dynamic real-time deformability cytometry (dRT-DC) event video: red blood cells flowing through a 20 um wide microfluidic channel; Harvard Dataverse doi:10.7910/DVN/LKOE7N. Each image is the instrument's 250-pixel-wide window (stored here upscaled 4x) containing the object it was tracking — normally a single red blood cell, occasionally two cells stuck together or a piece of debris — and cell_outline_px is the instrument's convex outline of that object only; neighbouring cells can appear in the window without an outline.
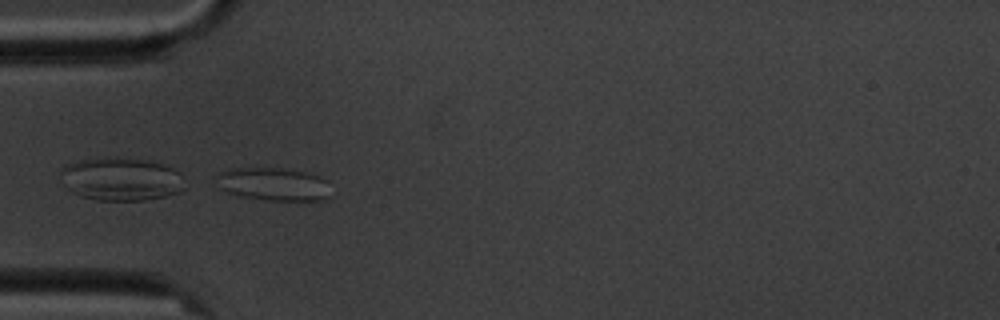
{"species": "common noctule bat (a hibernating species)", "species_latin": "Nyctalus noctula", "temperature_condition": "cold", "stored_images_in_passage": 7, "camera_frame_rate_fps": 3000, "um_per_image_px": 0.085, "animal": {"sex": "male", "body_mass_g": 20.1, "forearm_length_mm": 53.5}, "frame": {"image": 1, "passage_image": 6, "time_ms": 5.667, "image_size_px": [1000, 320], "cell_outline_px": [[328, 196], [320, 200], [272, 200], [240, 196], [216, 188], [216, 172], [228, 168], [280, 168], [304, 172], [316, 176], [324, 180]], "centroid_in_image_um": [23.08, 15.64], "position_along_channel_um": 61.9, "area_um2": 21.73}}
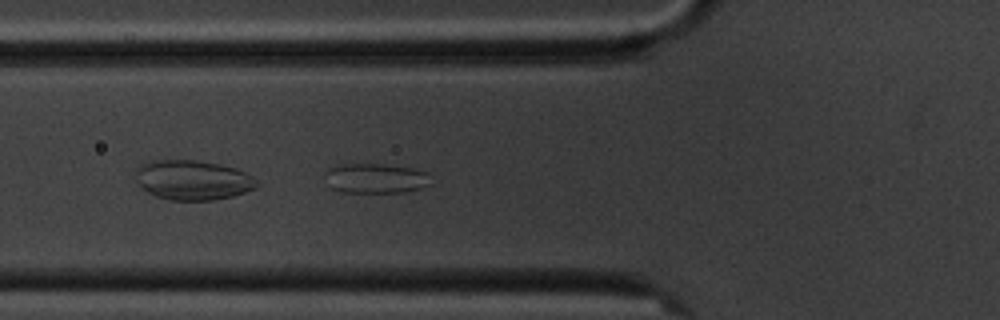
{"frame": {"image": 2, "passage_image": 7, "time_ms": 6.667, "image_size_px": [1000, 320], "cell_outline_px": [[432, 184], [420, 188], [404, 192], [340, 192], [332, 188], [324, 172], [328, 168], [340, 164], [384, 164], [412, 168], [428, 172]], "centroid_in_image_um": [31.96, 15.15], "position_along_channel_um": 93.8, "area_um2": 18.44}}